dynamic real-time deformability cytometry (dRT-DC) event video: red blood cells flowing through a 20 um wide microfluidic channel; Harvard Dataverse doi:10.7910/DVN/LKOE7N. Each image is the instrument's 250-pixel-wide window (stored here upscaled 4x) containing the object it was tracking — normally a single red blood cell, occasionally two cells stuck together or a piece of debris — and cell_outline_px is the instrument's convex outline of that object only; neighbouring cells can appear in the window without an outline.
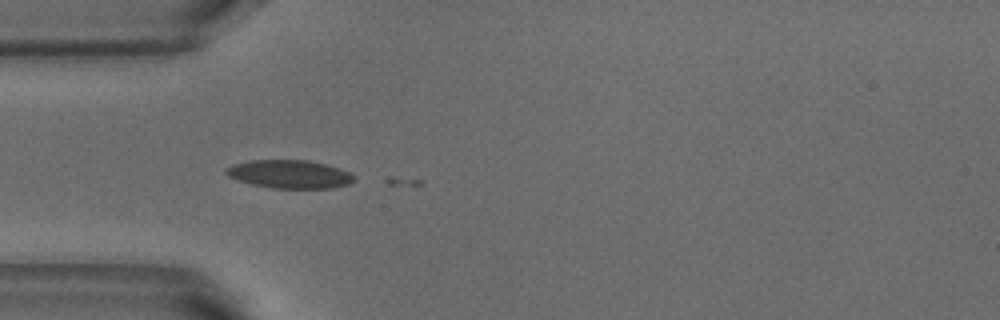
{"species": "common noctule bat (a hibernating species)", "species_latin": "Nyctalus noctula", "temperature_condition": "warm", "stored_images_in_passage": 6, "camera_frame_rate_fps": 3000, "um_per_image_px": 0.085, "animal": {"sex": "male", "body_mass_g": 18.8}, "frame": {"image": 1, "passage_image": 4, "time_ms": 1.0, "image_size_px": [1000, 320], "cell_outline_px": [[356, 180], [348, 184], [332, 188], [272, 188], [252, 184], [236, 180], [228, 176], [224, 172], [224, 168], [232, 164], [252, 160], [308, 160], [328, 164], [340, 168], [356, 176]], "centroid_in_image_um": [24.61, 14.8], "position_along_channel_um": 60.4, "area_um2": 21.33}}
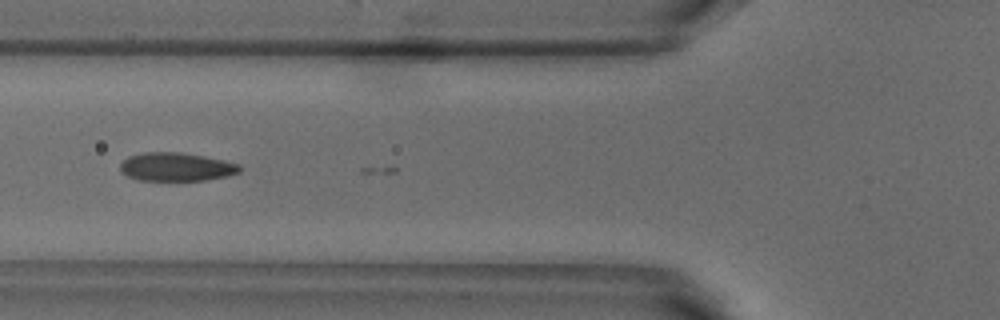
{"frame": {"image": 2, "passage_image": 5, "time_ms": 1.333, "image_size_px": [1000, 320], "cell_outline_px": [[240, 172], [228, 176], [204, 180], [140, 180], [128, 176], [120, 172], [120, 164], [128, 156], [144, 152], [180, 152], [204, 156], [224, 160], [240, 164]], "centroid_in_image_um": [14.98, 14.18], "position_along_channel_um": 110.8, "area_um2": 19.83}}